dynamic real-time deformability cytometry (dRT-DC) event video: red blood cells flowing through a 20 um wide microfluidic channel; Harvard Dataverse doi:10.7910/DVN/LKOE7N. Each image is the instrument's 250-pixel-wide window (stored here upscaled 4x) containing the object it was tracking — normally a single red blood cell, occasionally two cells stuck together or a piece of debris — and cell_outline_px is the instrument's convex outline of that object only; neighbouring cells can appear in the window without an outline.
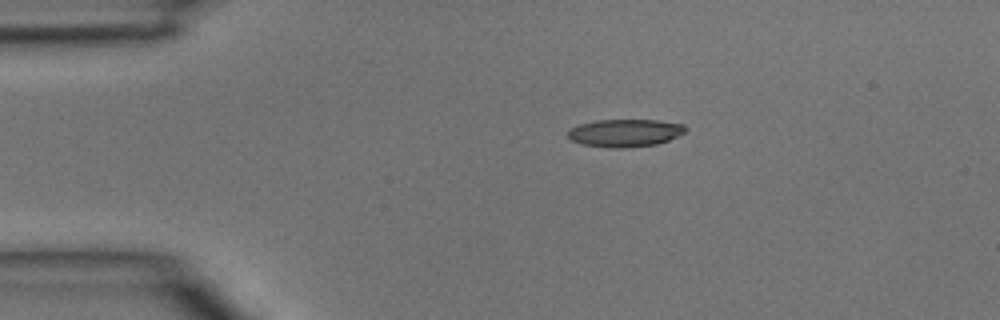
{"species": "common noctule bat (a hibernating species)", "species_latin": "Nyctalus noctula", "temperature_condition": "room temperature", "stored_images_in_passage": 20, "camera_frame_rate_fps": 3000, "um_per_image_px": 0.085, "animal": {"sex": "male", "body_mass_g": 15.6}, "frame": {"image": 1, "passage_image": 1, "time_ms": 0.0, "image_size_px": [1000, 320], "cell_outline_px": [[688, 128], [684, 132], [668, 140], [656, 144], [624, 148], [612, 148], [584, 144], [572, 140], [568, 136], [568, 132], [572, 128], [580, 124], [596, 120], [660, 120], [684, 124]], "centroid_in_image_um": [53.16, 11.29], "position_along_channel_um": 31.8, "area_um2": 18.79}}
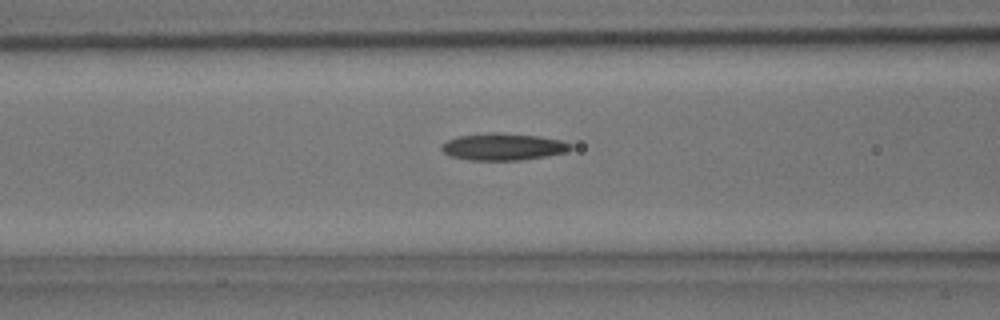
{"frame": {"image": 2, "passage_image": 10, "time_ms": 3.0, "image_size_px": [1000, 320], "cell_outline_px": [[572, 148], [568, 152], [520, 160], [472, 160], [448, 156], [440, 148], [448, 140], [456, 136], [492, 132], [500, 132], [540, 136], [564, 140], [572, 144]], "centroid_in_image_um": [42.8, 12.46], "position_along_channel_um": 123.8, "area_um2": 20.46}}
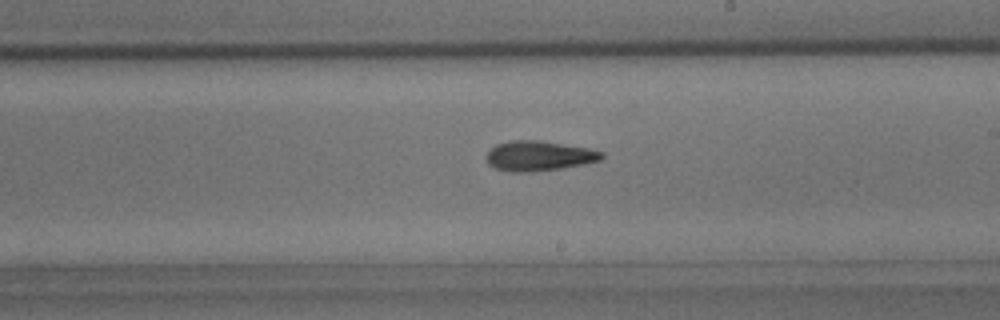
{"frame": {"image": 3, "passage_image": 18, "time_ms": 5.667, "image_size_px": [1000, 320], "cell_outline_px": [[604, 156], [600, 160], [584, 164], [560, 168], [532, 172], [512, 172], [496, 168], [488, 164], [484, 160], [484, 156], [496, 144], [512, 140], [540, 140], [588, 148], [604, 152]], "centroid_in_image_um": [45.78, 13.25], "position_along_channel_um": 243.2, "area_um2": 20.23}}